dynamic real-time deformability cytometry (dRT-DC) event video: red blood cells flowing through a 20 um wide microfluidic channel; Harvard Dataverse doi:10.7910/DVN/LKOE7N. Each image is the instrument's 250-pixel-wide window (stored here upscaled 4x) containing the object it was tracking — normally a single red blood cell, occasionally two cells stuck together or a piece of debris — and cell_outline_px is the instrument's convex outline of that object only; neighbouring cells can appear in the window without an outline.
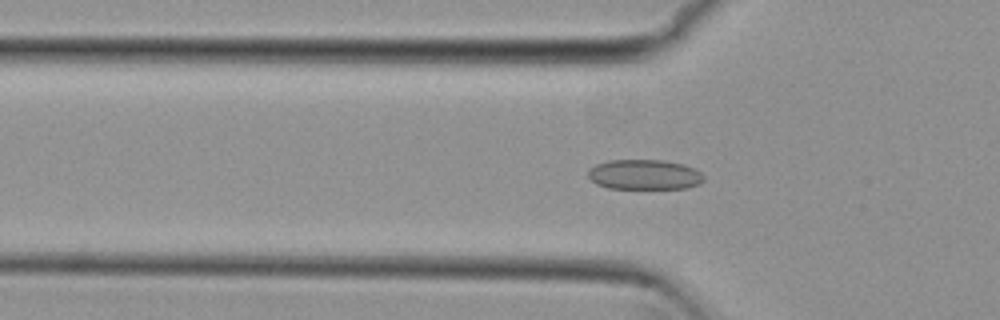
{"species": "common noctule bat (a hibernating species)", "species_latin": "Nyctalus noctula", "temperature_condition": "cold", "stored_images_in_passage": 54, "camera_frame_rate_fps": 3000, "um_per_image_px": 0.085, "animal": {"sex": "female", "body_mass_g": 29.2, "forearm_length_mm": 56.3}, "frame": {"image": 1, "passage_image": 18, "time_ms": 5.667, "image_size_px": [1000, 320], "cell_outline_px": [[704, 180], [700, 184], [688, 188], [608, 188], [596, 184], [588, 176], [588, 168], [596, 164], [608, 160], [660, 160], [684, 164], [700, 172], [704, 176]], "centroid_in_image_um": [54.76, 14.84], "position_along_channel_um": 71.0, "area_um2": 20.29}}
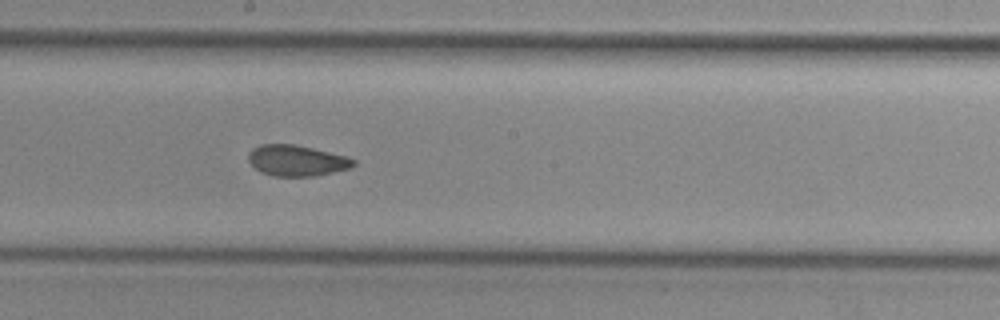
{"frame": {"image": 2, "passage_image": 30, "time_ms": 9.667, "image_size_px": [1000, 320], "cell_outline_px": [[356, 164], [352, 168], [316, 176], [272, 176], [260, 172], [248, 160], [248, 152], [252, 148], [260, 144], [292, 144], [312, 148], [344, 156], [356, 160]], "centroid_in_image_um": [25.21, 13.65], "position_along_channel_um": 223.0, "area_um2": 18.96}}
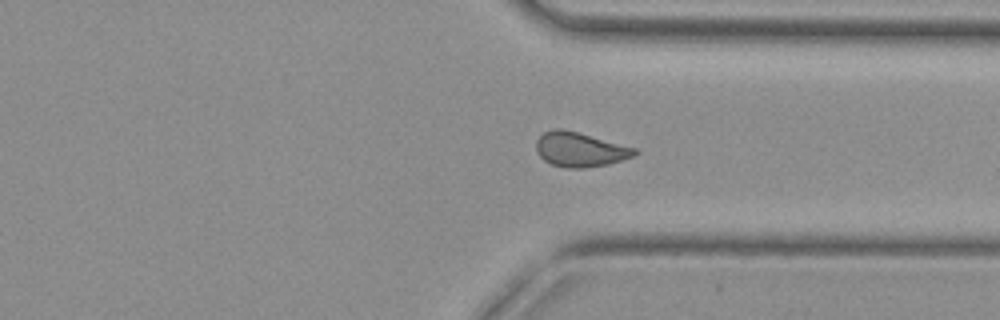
{"frame": {"image": 3, "passage_image": 41, "time_ms": 13.333, "image_size_px": [1000, 320], "cell_outline_px": [[640, 152], [632, 156], [608, 164], [584, 168], [568, 168], [552, 164], [544, 160], [536, 152], [536, 140], [544, 132], [552, 128], [560, 128], [576, 132], [636, 148]], "centroid_in_image_um": [49.27, 12.71], "position_along_channel_um": 362.1, "area_um2": 19.59}}